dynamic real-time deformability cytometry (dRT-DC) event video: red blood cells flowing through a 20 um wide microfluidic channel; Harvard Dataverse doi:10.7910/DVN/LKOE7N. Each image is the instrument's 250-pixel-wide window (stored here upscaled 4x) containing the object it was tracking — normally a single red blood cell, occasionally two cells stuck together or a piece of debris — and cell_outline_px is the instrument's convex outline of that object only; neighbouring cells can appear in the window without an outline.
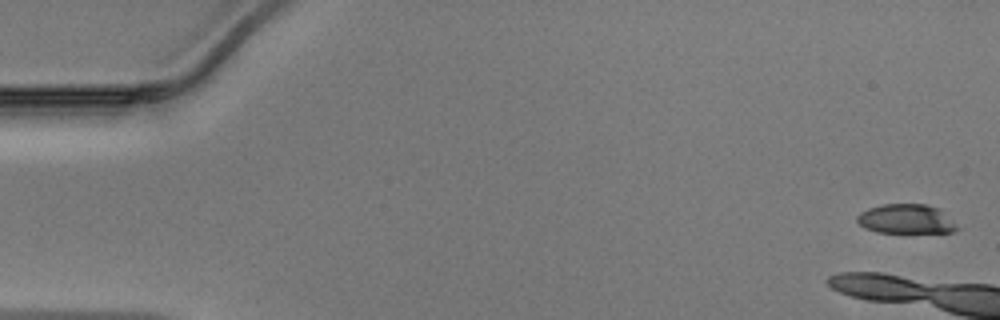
{"species": "Egyptian fruit bat (a non-hibernating species)", "species_latin": "Rousettus aegyptiacus", "temperature_condition": "warm", "stored_images_in_passage": 7, "camera_frame_rate_fps": 3000, "um_per_image_px": 0.085, "animal": {"sex": "male"}, "frame": {"image": 1, "passage_image": 1, "time_ms": 0.0, "image_size_px": [1000, 320], "cell_outline_px": [[960, 228], [956, 232], [876, 232], [864, 228], [856, 220], [856, 216], [860, 212], [868, 208], [880, 204], [924, 204], [940, 208]], "centroid_in_image_um": [77.02, 18.61], "position_along_channel_um": 8.0, "area_um2": 17.28}}